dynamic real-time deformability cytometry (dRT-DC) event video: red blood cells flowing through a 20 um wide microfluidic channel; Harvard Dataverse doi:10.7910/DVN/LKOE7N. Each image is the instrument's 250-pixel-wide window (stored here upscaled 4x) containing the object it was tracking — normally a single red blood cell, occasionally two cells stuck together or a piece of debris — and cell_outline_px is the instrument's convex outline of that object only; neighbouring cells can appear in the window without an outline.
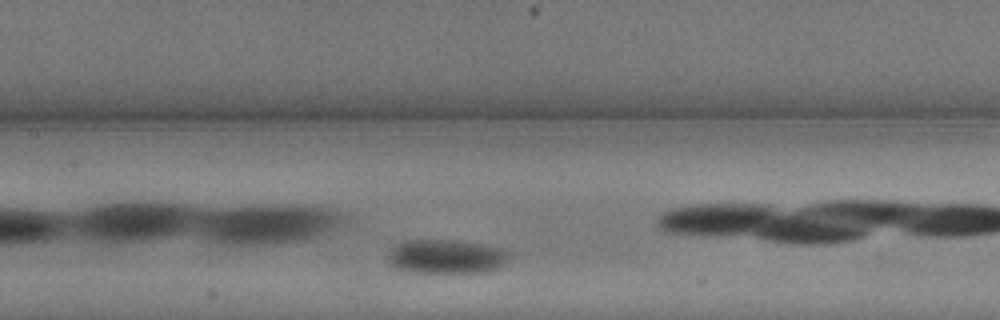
{"species": "common noctule bat (a hibernating species)", "species_latin": "Nyctalus noctula", "temperature_condition": "warm", "stored_images_in_passage": 9, "camera_frame_rate_fps": 3000, "um_per_image_px": 0.085, "animal": {"sex": "male", "body_mass_g": 13.3}, "frame": {"image": 1, "passage_image": 6, "time_ms": 1.667, "image_size_px": [1000, 320], "cell_outline_px": [[512, 256], [504, 264], [488, 272], [408, 272], [396, 268], [388, 260], [388, 256], [392, 248], [396, 244], [404, 240], [448, 240], [480, 244], [504, 248], [512, 252]], "centroid_in_image_um": [37.97, 21.81], "position_along_channel_um": 169.4, "area_um2": 24.16}}